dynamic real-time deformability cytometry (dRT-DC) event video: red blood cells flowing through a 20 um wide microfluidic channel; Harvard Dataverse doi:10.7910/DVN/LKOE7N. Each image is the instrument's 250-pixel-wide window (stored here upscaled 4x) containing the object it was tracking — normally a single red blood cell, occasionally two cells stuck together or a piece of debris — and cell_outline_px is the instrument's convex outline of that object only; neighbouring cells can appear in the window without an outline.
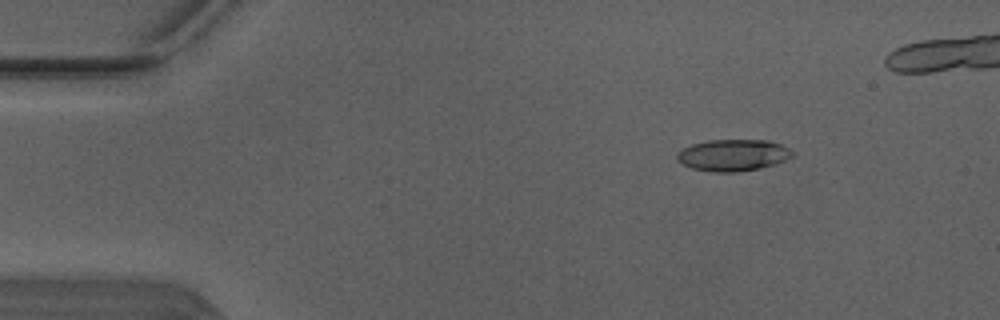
{"species": "Egyptian fruit bat (a non-hibernating species)", "species_latin": "Rousettus aegyptiacus", "temperature_condition": "warm", "stored_images_in_passage": 16, "camera_frame_rate_fps": 3000, "um_per_image_px": 0.085, "animal": {"sex": "male"}, "frame": {"image": 1, "passage_image": 5, "time_ms": 1.333, "image_size_px": [1000, 320], "cell_outline_px": [[796, 156], [776, 164], [760, 168], [736, 172], [712, 172], [692, 168], [676, 160], [676, 152], [692, 144], [708, 140], [768, 140], [780, 144], [788, 148]], "centroid_in_image_um": [62.32, 13.19], "position_along_channel_um": 22.7, "area_um2": 21.39}}
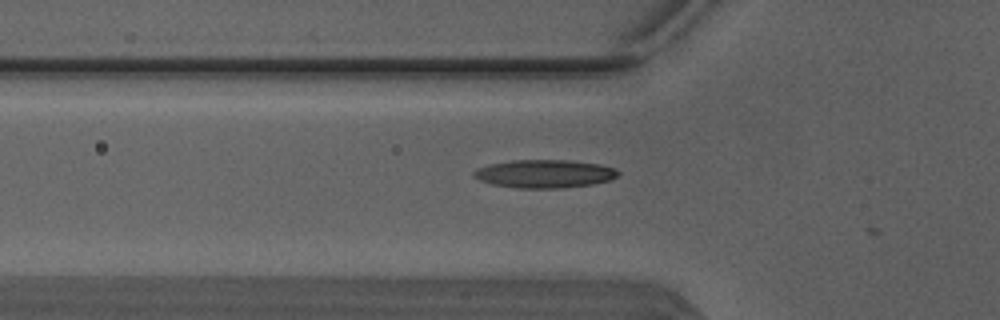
{"frame": {"image": 2, "passage_image": 15, "time_ms": 4.667, "image_size_px": [1000, 320], "cell_outline_px": [[620, 172], [616, 176], [608, 180], [592, 184], [560, 188], [516, 188], [492, 184], [480, 180], [472, 172], [476, 168], [488, 164], [512, 160], [564, 160], [600, 164], [616, 168]], "centroid_in_image_um": [46.27, 14.76], "position_along_channel_um": 79.5, "area_um2": 23.58}}